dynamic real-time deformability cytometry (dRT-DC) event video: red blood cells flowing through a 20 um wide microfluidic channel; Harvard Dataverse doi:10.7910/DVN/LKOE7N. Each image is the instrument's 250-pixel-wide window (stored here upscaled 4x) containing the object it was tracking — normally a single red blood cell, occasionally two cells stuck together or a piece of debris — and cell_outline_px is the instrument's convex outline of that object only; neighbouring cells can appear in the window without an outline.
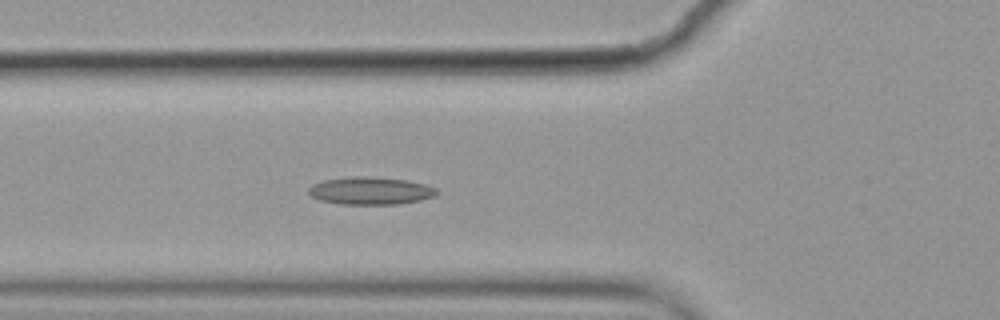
{"species": "common noctule bat (a hibernating species)", "species_latin": "Nyctalus noctula", "temperature_condition": "cold", "stored_images_in_passage": 45, "camera_frame_rate_fps": 3000, "um_per_image_px": 0.085, "animal": {"sex": "female", "body_mass_g": 19.9}, "frame": {"image": 1, "passage_image": 9, "time_ms": 2.667, "image_size_px": [1000, 320], "cell_outline_px": [[440, 192], [436, 196], [420, 200], [396, 204], [340, 204], [320, 200], [312, 196], [308, 192], [308, 188], [312, 184], [324, 180], [356, 176], [364, 176], [408, 180], [424, 184], [436, 188]], "centroid_in_image_um": [31.51, 16.21], "position_along_channel_um": 94.3, "area_um2": 20.58}}
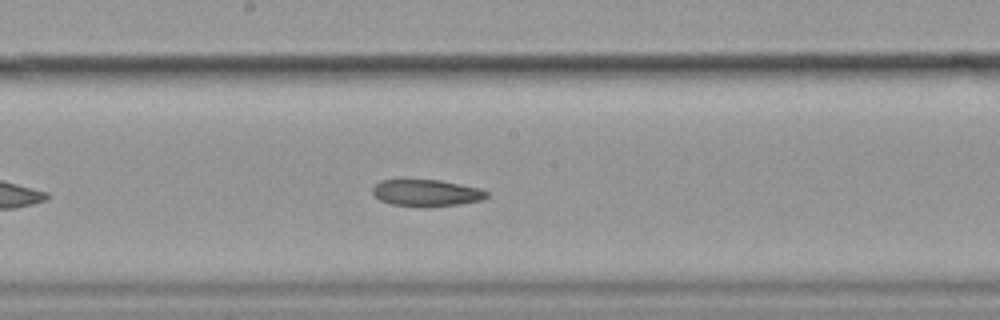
{"frame": {"image": 2, "passage_image": 19, "time_ms": 6.0, "image_size_px": [1000, 320], "cell_outline_px": [[488, 196], [480, 200], [460, 204], [388, 204], [380, 200], [372, 192], [372, 188], [380, 180], [440, 180], [480, 188], [488, 192]], "centroid_in_image_um": [36.24, 16.35], "position_along_channel_um": 212.0, "area_um2": 16.94}}
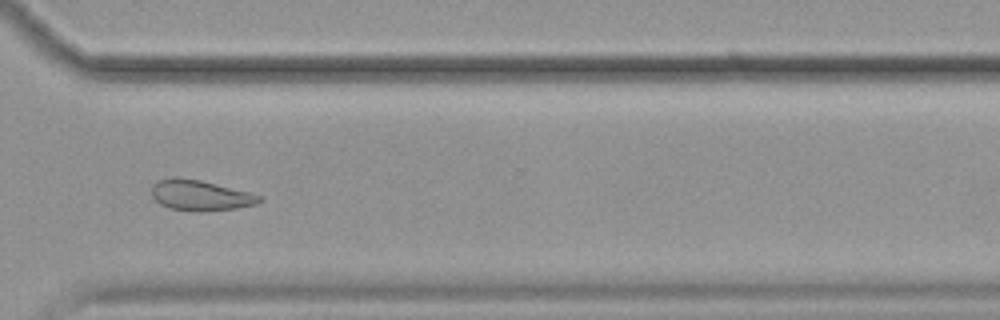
{"frame": {"image": 3, "passage_image": 31, "time_ms": 10.0, "image_size_px": [1000, 320], "cell_outline_px": [[264, 200], [256, 204], [236, 208], [204, 212], [188, 212], [168, 208], [160, 204], [152, 196], [152, 188], [156, 180], [168, 176], [176, 176], [200, 180], [248, 192], [260, 196]], "centroid_in_image_um": [16.97, 16.61], "position_along_channel_um": 353.6, "area_um2": 19.48}}